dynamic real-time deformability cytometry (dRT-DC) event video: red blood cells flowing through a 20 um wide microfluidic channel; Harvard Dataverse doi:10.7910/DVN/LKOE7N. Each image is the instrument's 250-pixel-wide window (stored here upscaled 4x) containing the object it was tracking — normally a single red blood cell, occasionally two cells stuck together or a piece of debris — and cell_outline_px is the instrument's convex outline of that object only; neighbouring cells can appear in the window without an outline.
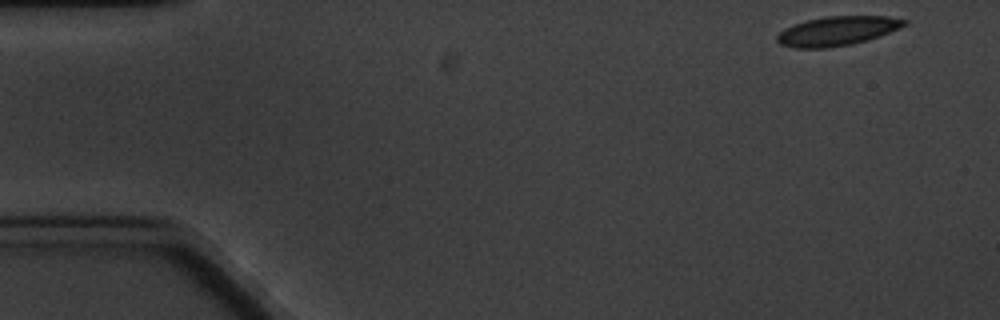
{"species": "common noctule bat (a hibernating species)", "species_latin": "Nyctalus noctula", "temperature_condition": "cold", "stored_images_in_passage": 5, "segment_of_instrument_passage": [1, 2], "camera_frame_rate_fps": 3000, "um_per_image_px": 0.085, "animal": {"sex": "male", "body_mass_g": 20.1, "forearm_length_mm": 53.5}, "frame": {"image": 1, "passage_image": 1, "time_ms": 0.0, "image_size_px": [1000, 320], "cell_outline_px": [[908, 24], [900, 28], [880, 36], [868, 40], [852, 44], [828, 48], [792, 48], [780, 44], [776, 40], [776, 36], [784, 28], [792, 24], [824, 16], [888, 16], [908, 20]], "centroid_in_image_um": [71.17, 2.63], "position_along_channel_um": 13.8, "area_um2": 21.96}}